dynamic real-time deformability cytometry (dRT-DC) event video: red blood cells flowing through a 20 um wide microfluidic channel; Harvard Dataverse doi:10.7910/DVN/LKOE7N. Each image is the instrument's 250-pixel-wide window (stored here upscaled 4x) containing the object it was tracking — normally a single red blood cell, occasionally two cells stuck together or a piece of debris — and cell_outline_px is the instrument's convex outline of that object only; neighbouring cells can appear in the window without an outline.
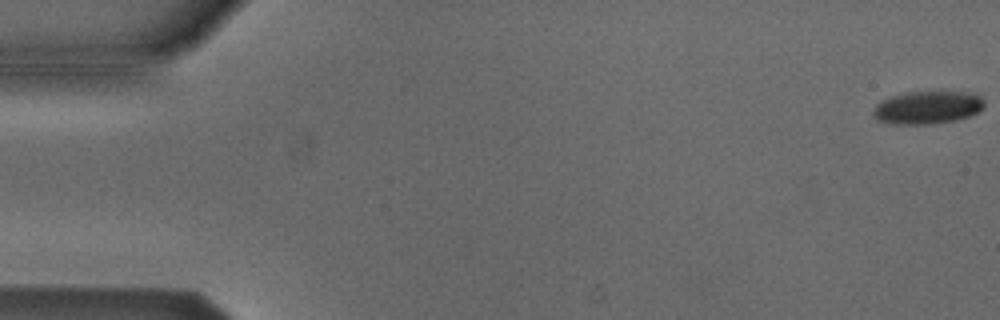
{"species": "Egyptian fruit bat (a non-hibernating species)", "species_latin": "Rousettus aegyptiacus", "temperature_condition": "cold", "stored_images_in_passage": 54, "camera_frame_rate_fps": 3000, "um_per_image_px": 0.085, "animal": {"sex": "male"}, "frame": {"image": 1, "passage_image": 1, "time_ms": 0.0, "image_size_px": [1000, 320], "cell_outline_px": [[984, 108], [972, 116], [956, 120], [932, 124], [892, 124], [876, 120], [872, 116], [872, 112], [876, 104], [892, 96], [908, 92], [976, 92], [984, 100]], "centroid_in_image_um": [78.87, 9.14], "position_along_channel_um": 6.1, "area_um2": 21.56}}
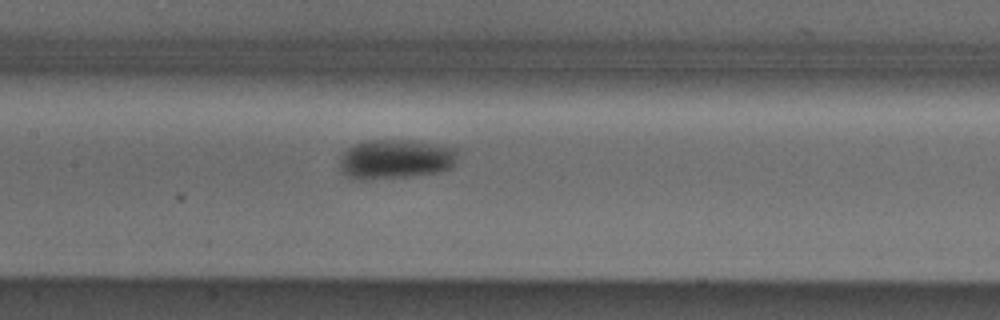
{"frame": {"image": 2, "passage_image": 26, "time_ms": 8.333, "image_size_px": [1000, 320], "cell_outline_px": [[460, 148], [456, 164], [452, 168], [436, 172], [404, 176], [364, 180], [360, 180], [348, 176], [340, 168], [340, 160], [344, 152], [352, 144], [364, 140], [416, 140]], "centroid_in_image_um": [33.68, 13.49], "position_along_channel_um": 173.7, "area_um2": 27.46}}
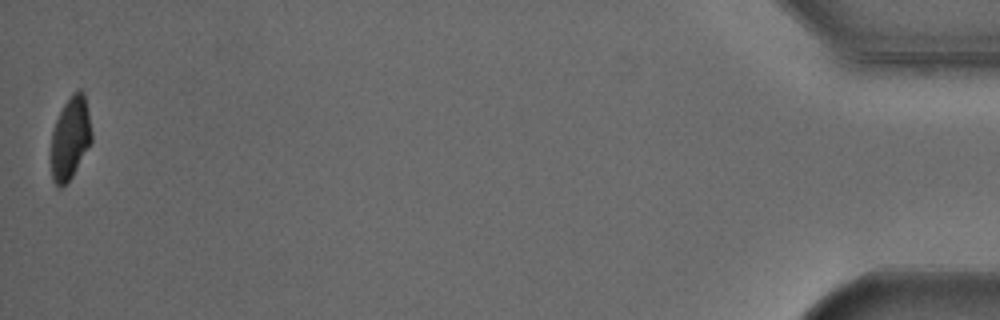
{"frame": {"image": 3, "passage_image": 54, "time_ms": 17.667, "image_size_px": [1000, 320], "cell_outline_px": [[92, 140], [72, 176], [60, 188], [52, 180], [52, 132], [56, 120], [64, 104], [80, 88], [84, 92], [92, 132]], "centroid_in_image_um": [5.98, 11.73], "position_along_channel_um": 429.2, "area_um2": 18.96}, "authors_computed_cell_mechanics": {"area_um2": 23.4957, "velocity_mm_per_s": 3.8064, "shape_relaxation_time_tau1_ms": 2.6778, "shape_relaxation_time_tau2_ms": null, "deformation_change_tau1": 0.0855, "deformation_change_tau2": null}}